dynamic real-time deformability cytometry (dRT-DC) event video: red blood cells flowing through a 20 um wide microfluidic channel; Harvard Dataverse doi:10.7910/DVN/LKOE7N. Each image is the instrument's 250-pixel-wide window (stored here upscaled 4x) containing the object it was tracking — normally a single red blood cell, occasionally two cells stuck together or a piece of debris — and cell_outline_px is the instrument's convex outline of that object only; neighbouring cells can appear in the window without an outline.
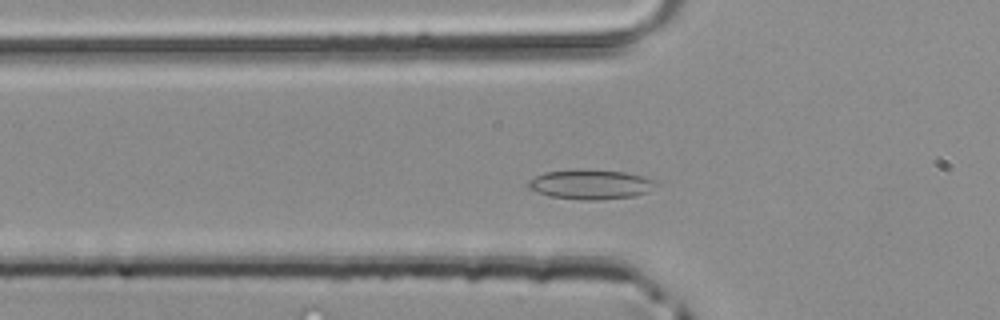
{"species": "common noctule bat (a hibernating species)", "species_latin": "Nyctalus noctula", "temperature_condition": "room temperature", "stored_images_in_passage": 36, "camera_frame_rate_fps": 3000, "um_per_image_px": 0.085, "animal": {"sex": "male", "body_mass_g": 20.4}, "frame": {"image": 1, "passage_image": 5, "time_ms": 1.333, "image_size_px": [1000, 320], "cell_outline_px": [[656, 184], [648, 192], [632, 196], [596, 200], [584, 200], [548, 196], [536, 192], [528, 188], [528, 180], [544, 172], [580, 168], [624, 172], [644, 176], [656, 180]], "centroid_in_image_um": [50.17, 15.66], "position_along_channel_um": 75.6, "area_um2": 22.25}}
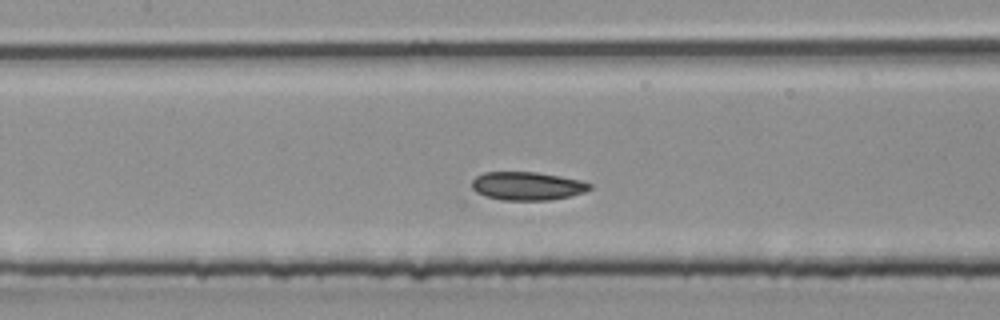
{"frame": {"image": 2, "passage_image": 11, "time_ms": 3.333, "image_size_px": [1000, 320], "cell_outline_px": [[592, 188], [584, 192], [568, 196], [548, 200], [500, 200], [484, 196], [476, 192], [472, 188], [472, 180], [476, 176], [484, 172], [536, 172], [560, 176], [580, 180], [592, 184]], "centroid_in_image_um": [44.79, 15.81], "position_along_channel_um": 162.6, "area_um2": 19.48}}
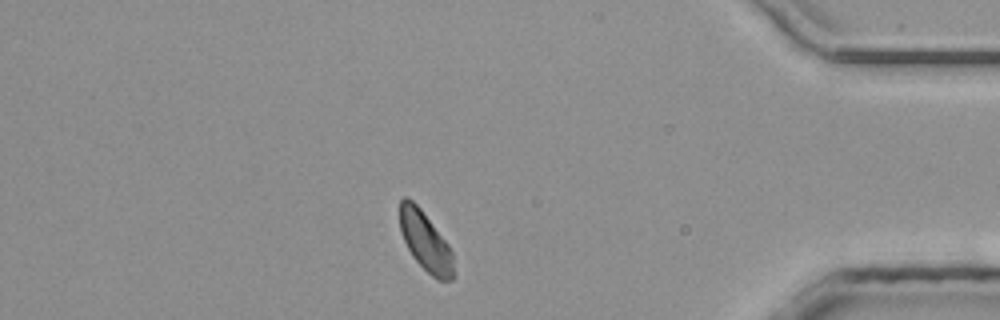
{"frame": {"image": 3, "passage_image": 30, "time_ms": 9.667, "image_size_px": [1000, 320], "cell_outline_px": [[456, 276], [452, 280], [436, 280], [412, 256], [400, 232], [400, 200], [404, 196], [408, 196], [420, 208], [448, 244], [452, 252]], "centroid_in_image_um": [36.18, 20.54], "position_along_channel_um": 399.0, "area_um2": 18.61}}